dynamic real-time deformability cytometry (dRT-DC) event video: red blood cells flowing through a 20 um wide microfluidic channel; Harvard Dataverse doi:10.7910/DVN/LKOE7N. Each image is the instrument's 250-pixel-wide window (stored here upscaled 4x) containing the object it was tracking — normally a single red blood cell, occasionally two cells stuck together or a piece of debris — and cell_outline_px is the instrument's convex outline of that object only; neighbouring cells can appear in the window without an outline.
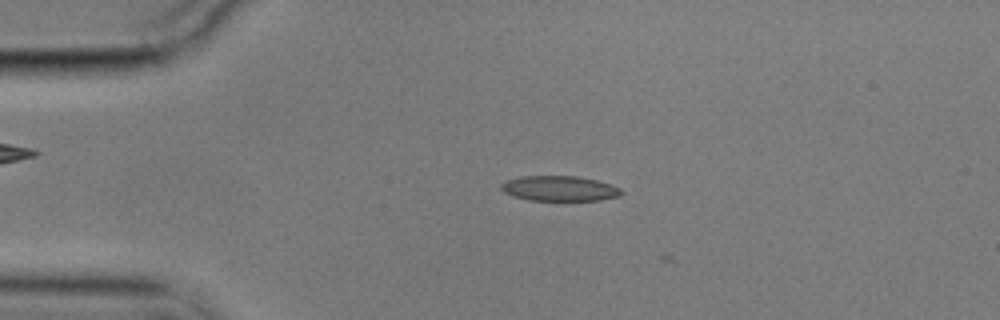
{"species": "common noctule bat (a hibernating species)", "species_latin": "Nyctalus noctula", "temperature_condition": "cold", "stored_images_in_passage": 4, "camera_frame_rate_fps": 3000, "um_per_image_px": 0.085, "animal": {"sex": "male", "body_mass_g": 17.9}, "frame": {"image": 1, "passage_image": 2, "time_ms": 0.333, "image_size_px": [1000, 320], "cell_outline_px": [[624, 192], [620, 196], [600, 200], [528, 200], [512, 196], [504, 192], [500, 188], [500, 184], [504, 180], [520, 176], [576, 176], [596, 180], [612, 184], [620, 188]], "centroid_in_image_um": [47.53, 16.01], "position_along_channel_um": 37.5, "area_um2": 17.8}}